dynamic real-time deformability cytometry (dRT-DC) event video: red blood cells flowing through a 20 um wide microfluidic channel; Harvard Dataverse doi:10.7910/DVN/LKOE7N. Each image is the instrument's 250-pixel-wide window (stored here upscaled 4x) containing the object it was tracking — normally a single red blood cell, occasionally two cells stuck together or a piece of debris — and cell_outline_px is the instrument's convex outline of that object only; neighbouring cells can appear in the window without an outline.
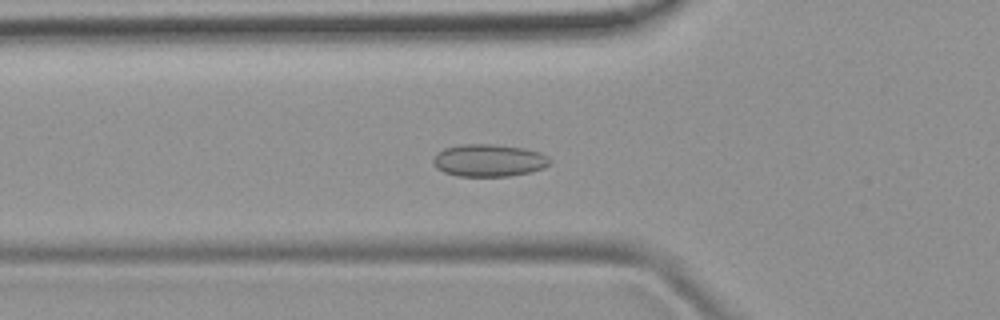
{"species": "common noctule bat (a hibernating species)", "species_latin": "Nyctalus noctula", "temperature_condition": "room temperature", "stored_images_in_passage": 52, "camera_frame_rate_fps": 3000, "um_per_image_px": 0.085, "animal": {"sex": "female", "body_mass_g": 19.9}, "frame": {"image": 1, "passage_image": 18, "time_ms": 5.667, "image_size_px": [1000, 320], "cell_outline_px": [[552, 160], [544, 168], [532, 172], [508, 176], [456, 176], [444, 172], [436, 168], [432, 164], [432, 160], [444, 148], [464, 144], [492, 144], [524, 148], [540, 152], [548, 156]], "centroid_in_image_um": [41.57, 13.64], "position_along_channel_um": 84.2, "area_um2": 22.08}}
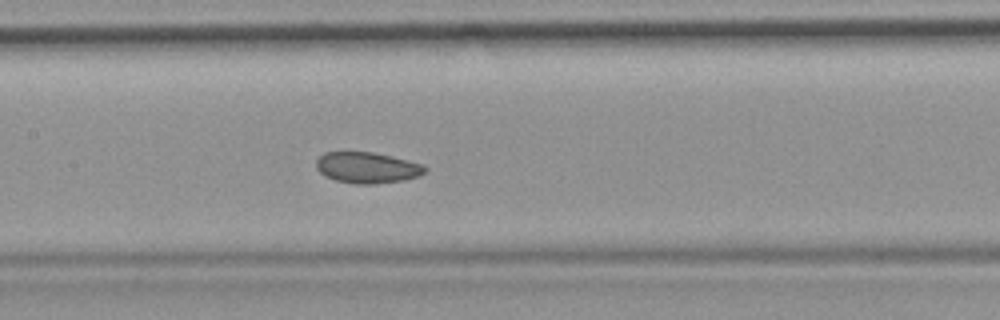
{"frame": {"image": 2, "passage_image": 25, "time_ms": 8.0, "image_size_px": [1000, 320], "cell_outline_px": [[428, 168], [420, 176], [404, 180], [376, 184], [356, 184], [336, 180], [324, 176], [316, 168], [316, 160], [324, 152], [372, 152], [392, 156], [424, 164]], "centroid_in_image_um": [31.23, 14.25], "position_along_channel_um": 176.2, "area_um2": 19.83}}
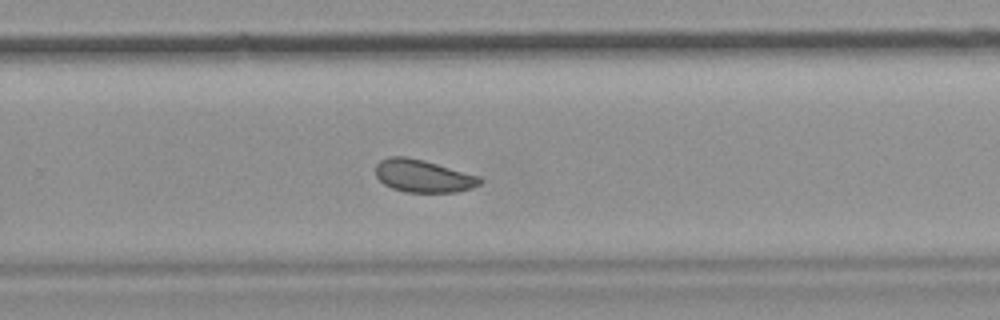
{"frame": {"image": 3, "passage_image": 34, "time_ms": 11.0, "image_size_px": [1000, 320], "cell_outline_px": [[484, 180], [480, 184], [472, 188], [456, 192], [404, 192], [392, 188], [384, 184], [376, 176], [376, 164], [380, 160], [388, 156], [408, 156], [424, 160], [480, 176]], "centroid_in_image_um": [35.97, 14.95], "position_along_channel_um": 293.8, "area_um2": 20.0}, "authors_computed_cell_mechanics": {"area_um2": 20.8658, "velocity_mm_per_s": 3.9325, "shape_relaxation_time_tau1_ms": null, "shape_relaxation_time_tau2_ms": 9.063, "deformation_change_tau1": null, "deformation_change_tau2": 0.1094}}